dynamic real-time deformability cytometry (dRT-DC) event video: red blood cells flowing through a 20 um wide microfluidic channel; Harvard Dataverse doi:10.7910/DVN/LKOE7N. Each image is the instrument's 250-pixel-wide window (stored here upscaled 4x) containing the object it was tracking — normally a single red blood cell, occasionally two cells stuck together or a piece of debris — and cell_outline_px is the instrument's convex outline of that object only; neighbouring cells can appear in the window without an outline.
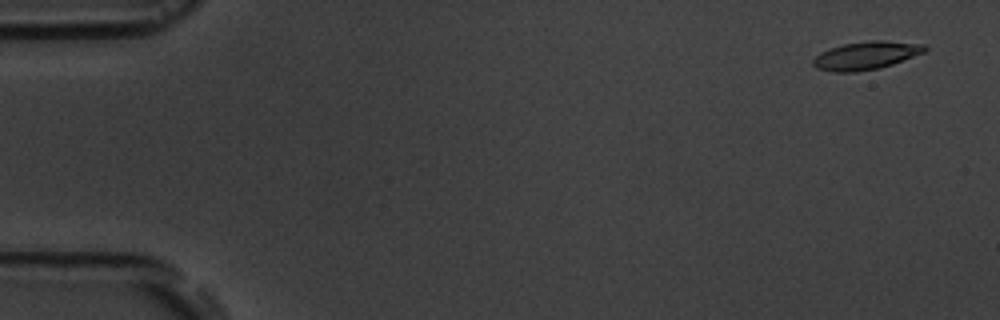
{"species": "common noctule bat (a hibernating species)", "species_latin": "Nyctalus noctula", "temperature_condition": "room temperature", "stored_images_in_passage": 5, "camera_frame_rate_fps": 3000, "um_per_image_px": 0.085, "animal": {"sex": "male", "body_mass_g": 19.5, "forearm_length_mm": 54.6}, "frame": {"image": 1, "passage_image": 1, "time_ms": 0.0, "image_size_px": [1000, 320], "cell_outline_px": [[928, 48], [924, 52], [892, 64], [880, 68], [856, 72], [832, 72], [816, 68], [812, 64], [812, 60], [820, 52], [828, 48], [844, 44], [872, 40], [884, 40], [924, 44]], "centroid_in_image_um": [73.58, 4.72], "position_along_channel_um": 11.4, "area_um2": 18.32}}
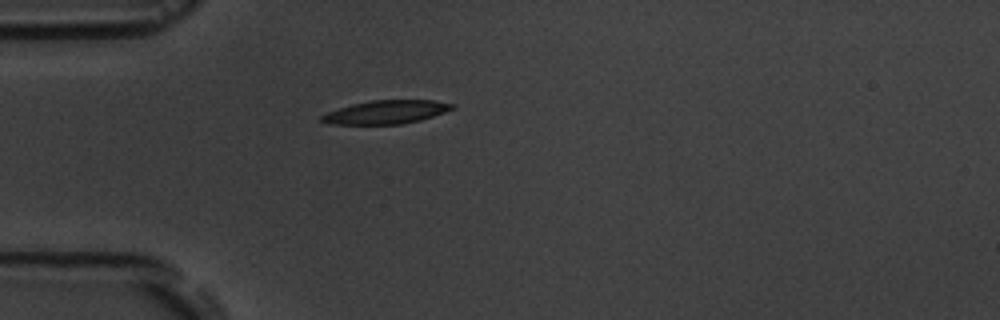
{"frame": {"image": 2, "passage_image": 5, "time_ms": 4.333, "image_size_px": [1000, 320], "cell_outline_px": [[456, 108], [420, 120], [400, 124], [328, 124], [320, 120], [320, 116], [328, 112], [352, 104], [372, 100], [432, 100], [456, 104]], "centroid_in_image_um": [32.84, 9.52], "position_along_channel_um": 52.2, "area_um2": 17.74}}